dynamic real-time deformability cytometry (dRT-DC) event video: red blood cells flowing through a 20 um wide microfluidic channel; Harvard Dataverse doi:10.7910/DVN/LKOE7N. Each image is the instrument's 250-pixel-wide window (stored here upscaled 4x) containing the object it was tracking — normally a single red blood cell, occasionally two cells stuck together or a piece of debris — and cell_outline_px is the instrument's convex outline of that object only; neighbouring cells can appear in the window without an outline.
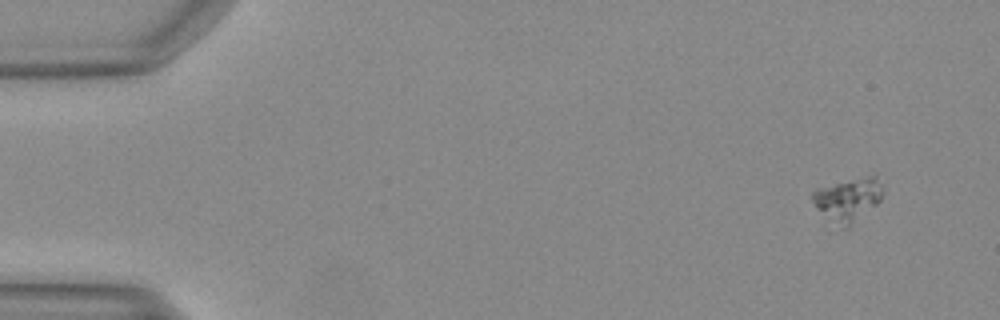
{"species": "Egyptian fruit bat (a non-hibernating species)", "species_latin": "Rousettus aegyptiacus", "temperature_condition": "warm", "stored_images_in_passage": 48, "camera_frame_rate_fps": 3000, "um_per_image_px": 0.085, "animal": {"sex": "female"}, "frame": {"image": 1, "passage_image": 1, "time_ms": 0.0, "image_size_px": [1000, 320], "cell_outline_px": [[880, 200], [876, 204], [848, 228], [844, 228], [816, 208], [812, 200], [812, 192], [816, 188], [872, 172], [876, 172], [880, 184]], "centroid_in_image_um": [72.09, 16.87], "position_along_channel_um": 12.9, "area_um2": 17.69}}
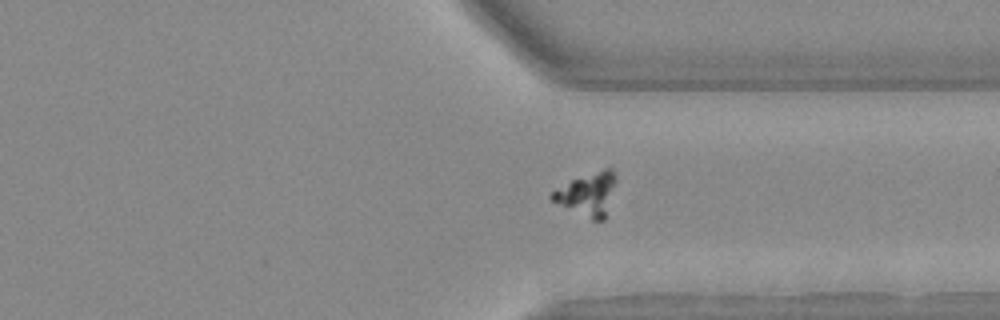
{"frame": {"image": 2, "passage_image": 36, "time_ms": 11.667, "image_size_px": [1000, 320], "cell_outline_px": [[616, 180], [604, 220], [592, 220], [552, 200], [548, 196], [552, 192], [572, 180], [604, 168], [612, 168], [616, 172]], "centroid_in_image_um": [49.98, 16.48], "position_along_channel_um": 361.4, "area_um2": 15.49}}
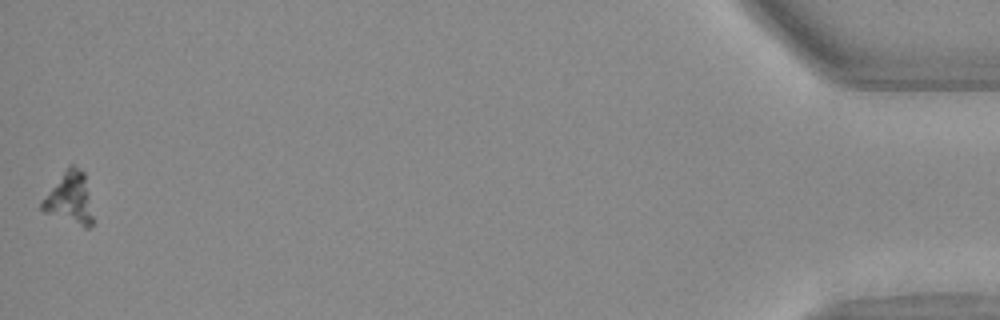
{"frame": {"image": 3, "passage_image": 48, "time_ms": 15.667, "image_size_px": [1000, 320], "cell_outline_px": [[92, 224], [88, 228], [84, 228], [44, 212], [40, 208], [40, 200], [68, 164], [72, 164], [84, 172], [88, 192], [92, 216]], "centroid_in_image_um": [5.88, 16.84], "position_along_channel_um": 429.3, "area_um2": 15.49}}